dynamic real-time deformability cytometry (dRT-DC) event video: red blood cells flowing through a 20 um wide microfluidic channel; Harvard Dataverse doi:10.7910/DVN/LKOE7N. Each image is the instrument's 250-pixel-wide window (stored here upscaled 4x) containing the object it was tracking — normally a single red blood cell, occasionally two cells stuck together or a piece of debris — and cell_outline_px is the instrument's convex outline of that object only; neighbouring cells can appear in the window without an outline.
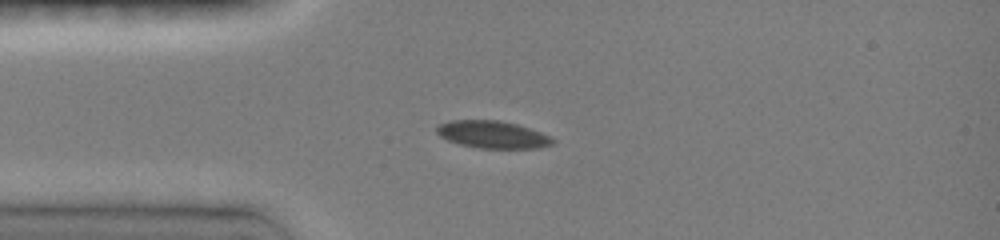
{"species": "common noctule bat (a hibernating species)", "species_latin": "Nyctalus noctula", "temperature_condition": "room temperature", "stored_images_in_passage": 36, "camera_frame_rate_fps": 3000, "um_per_image_px": 0.085, "animal": {"sex": "female", "body_mass_g": 19.0, "forearm_length_mm": 51.5}, "frame": {"image": 1, "passage_image": 1, "time_ms": 0.0, "image_size_px": [1000, 240], "cell_outline_px": [[556, 140], [552, 144], [540, 148], [480, 148], [460, 144], [448, 140], [440, 136], [436, 132], [436, 128], [440, 124], [452, 120], [496, 120], [516, 124], [552, 136]], "centroid_in_image_um": [41.89, 11.44], "position_along_channel_um": 43.1, "area_um2": 18.38}}
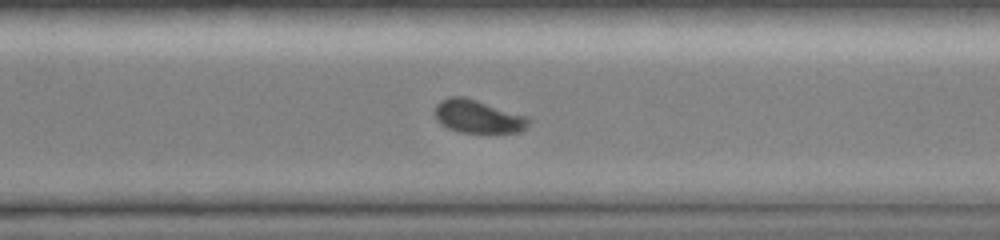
{"frame": {"image": 2, "passage_image": 23, "time_ms": 7.333, "image_size_px": [1000, 240], "cell_outline_px": [[532, 120], [524, 128], [516, 132], [460, 132], [448, 128], [440, 124], [436, 120], [436, 104], [440, 100], [448, 96], [464, 96], [528, 116]], "centroid_in_image_um": [40.61, 9.88], "position_along_channel_um": 330.0, "area_um2": 18.03}}
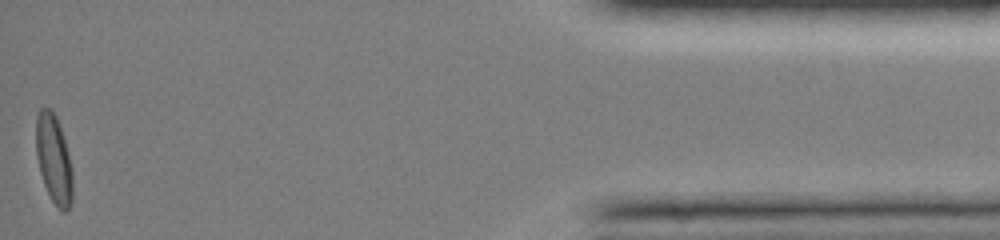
{"frame": {"image": 3, "passage_image": 36, "time_ms": 11.667, "image_size_px": [1000, 240], "cell_outline_px": [[72, 204], [64, 212], [60, 212], [52, 200], [44, 184], [40, 172], [36, 156], [36, 116], [40, 108], [52, 108], [56, 116], [64, 140], [72, 168]], "centroid_in_image_um": [4.56, 13.53], "position_along_channel_um": 430.6, "area_um2": 18.9}, "authors_computed_cell_mechanics": {"area_um2": 18.6983, "velocity_mm_per_s": 4.0902, "shape_relaxation_time_tau1_ms": 4.3947, "shape_relaxation_time_tau2_ms": 7.5759, "deformation_change_tau1": 0.1219, "deformation_change_tau2": 0.0544}}